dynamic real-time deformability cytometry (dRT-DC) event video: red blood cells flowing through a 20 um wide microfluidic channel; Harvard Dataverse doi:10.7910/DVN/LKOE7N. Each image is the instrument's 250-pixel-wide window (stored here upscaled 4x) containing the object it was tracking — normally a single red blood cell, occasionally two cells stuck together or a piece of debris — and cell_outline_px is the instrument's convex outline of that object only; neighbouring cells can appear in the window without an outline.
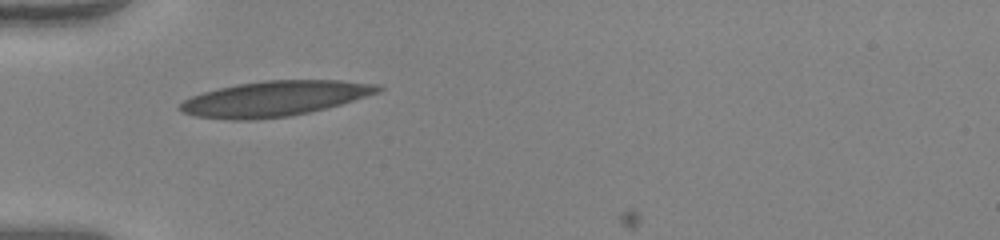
{"species": "human", "species_latin": "Homo sapiens", "temperature_condition": "warm", "stored_images_in_passage": 33, "camera_frame_rate_fps": 3000, "um_per_image_px": 0.085, "donor": {"sex": "female"}, "frame": {"image": 1, "passage_image": 1, "time_ms": 0.0, "image_size_px": [1000, 240], "cell_outline_px": [[384, 88], [380, 92], [340, 104], [308, 112], [288, 116], [256, 120], [232, 120], [196, 116], [184, 112], [176, 108], [184, 100], [192, 96], [204, 92], [236, 84], [264, 80], [340, 80], [380, 84]], "centroid_in_image_um": [23.36, 8.37], "position_along_channel_um": 61.6, "area_um2": 40.52}}
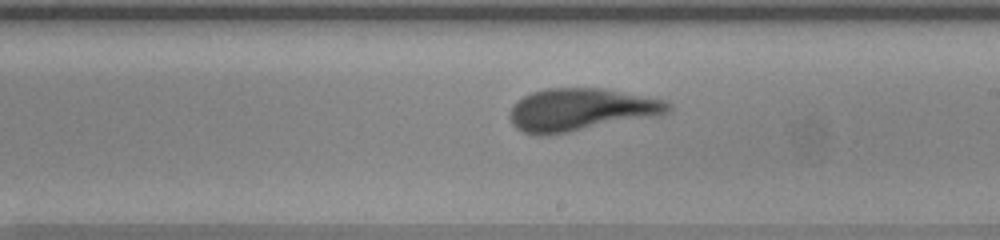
{"frame": {"image": 2, "passage_image": 15, "time_ms": 4.667, "image_size_px": [1000, 240], "cell_outline_px": [[672, 112], [660, 116], [568, 132], [544, 136], [536, 136], [524, 132], [516, 128], [512, 124], [508, 116], [508, 112], [512, 104], [524, 96], [532, 92], [548, 88], [604, 88], [668, 100], [672, 104]], "centroid_in_image_um": [49.41, 9.33], "position_along_channel_um": 239.6, "area_um2": 40.0}}
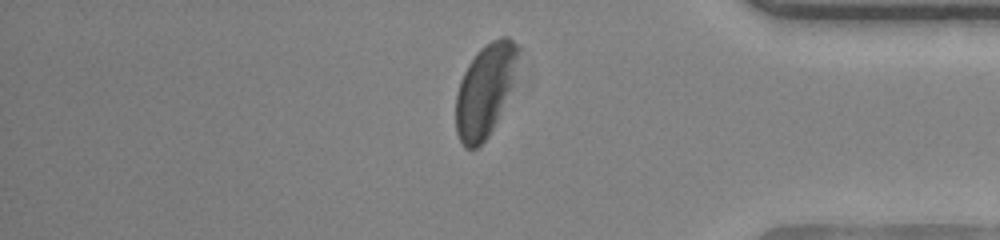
{"frame": {"image": 3, "passage_image": 28, "time_ms": 9.0, "image_size_px": [1000, 240], "cell_outline_px": [[520, 48], [512, 84], [496, 120], [488, 136], [476, 148], [464, 148], [456, 132], [456, 92], [460, 80], [468, 64], [480, 48], [492, 40], [500, 36], [508, 36], [520, 44]], "centroid_in_image_um": [41.22, 7.62], "position_along_channel_um": 394.0, "area_um2": 33.18}, "authors_computed_cell_mechanics": {"area_um2": 39.0728, "velocity_mm_per_s": 3.9397, "shape_relaxation_time_tau1_ms": 3.1498, "shape_relaxation_time_tau2_ms": 1.0, "deformation_change_tau1": 0.1459, "deformation_change_tau2": 0.0859}}